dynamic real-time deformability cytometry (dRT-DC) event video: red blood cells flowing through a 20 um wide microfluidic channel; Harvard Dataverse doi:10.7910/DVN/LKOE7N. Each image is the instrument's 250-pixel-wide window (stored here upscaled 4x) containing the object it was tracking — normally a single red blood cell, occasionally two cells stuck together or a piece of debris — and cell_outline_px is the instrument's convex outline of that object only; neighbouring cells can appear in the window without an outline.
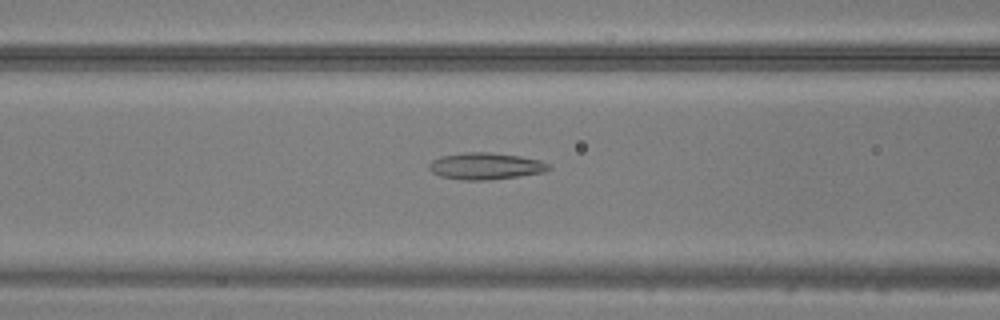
{"species": "common noctule bat (a hibernating species)", "species_latin": "Nyctalus noctula", "temperature_condition": "warm", "stored_images_in_passage": 23, "camera_frame_rate_fps": 3000, "um_per_image_px": 0.085, "animal": {"sex": "male", "body_mass_g": 20.5, "forearm_length_mm": 52.5}, "frame": {"image": 1, "passage_image": 6, "time_ms": 1.667, "image_size_px": [1000, 320], "cell_outline_px": [[552, 168], [544, 172], [516, 176], [484, 180], [464, 180], [440, 176], [432, 172], [428, 168], [428, 164], [432, 160], [440, 156], [464, 152], [488, 152], [520, 156], [540, 160], [548, 164]], "centroid_in_image_um": [41.24, 14.11], "position_along_channel_um": 125.4, "area_um2": 18.55}}
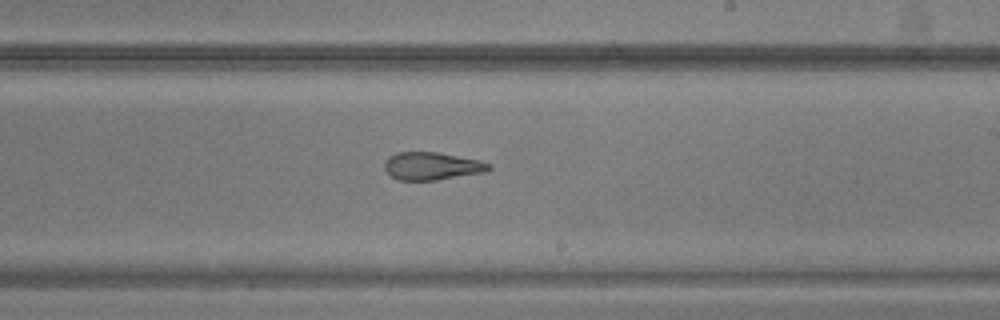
{"frame": {"image": 2, "passage_image": 15, "time_ms": 4.667, "image_size_px": [1000, 320], "cell_outline_px": [[492, 168], [480, 172], [436, 180], [396, 180], [384, 168], [384, 164], [388, 156], [396, 152], [436, 152], [476, 160], [492, 164]], "centroid_in_image_um": [36.64, 14.11], "position_along_channel_um": 252.4, "area_um2": 16.53}}
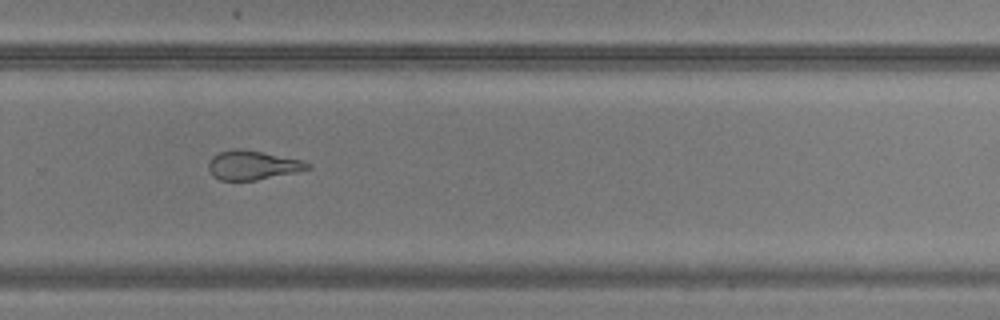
{"frame": {"image": 3, "passage_image": 19, "time_ms": 6.0, "image_size_px": [1000, 320], "cell_outline_px": [[312, 168], [296, 172], [256, 180], [220, 180], [212, 176], [208, 168], [208, 164], [212, 156], [220, 152], [236, 148], [244, 148], [304, 160], [312, 164]], "centroid_in_image_um": [21.49, 14.03], "position_along_channel_um": 308.3, "area_um2": 17.05}}